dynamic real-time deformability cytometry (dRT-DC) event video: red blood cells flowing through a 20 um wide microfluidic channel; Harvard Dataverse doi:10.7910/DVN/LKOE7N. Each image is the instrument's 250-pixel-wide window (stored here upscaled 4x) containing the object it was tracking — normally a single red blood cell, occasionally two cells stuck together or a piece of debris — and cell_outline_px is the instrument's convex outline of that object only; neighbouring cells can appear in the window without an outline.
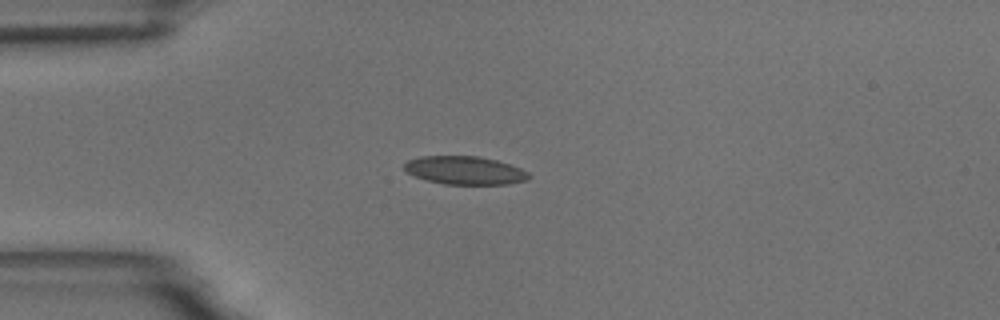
{"species": "common noctule bat (a hibernating species)", "species_latin": "Nyctalus noctula", "temperature_condition": "room temperature", "stored_images_in_passage": 42, "camera_frame_rate_fps": 3000, "um_per_image_px": 0.085, "animal": {"sex": "male", "body_mass_g": 18.8}, "frame": {"image": 1, "passage_image": 1, "time_ms": 0.0, "image_size_px": [1000, 320], "cell_outline_px": [[532, 176], [528, 180], [508, 184], [444, 184], [428, 180], [416, 176], [408, 172], [404, 168], [404, 164], [408, 160], [420, 156], [480, 156], [496, 160], [520, 168], [528, 172]], "centroid_in_image_um": [39.54, 14.48], "position_along_channel_um": 45.5, "area_um2": 20.4}}
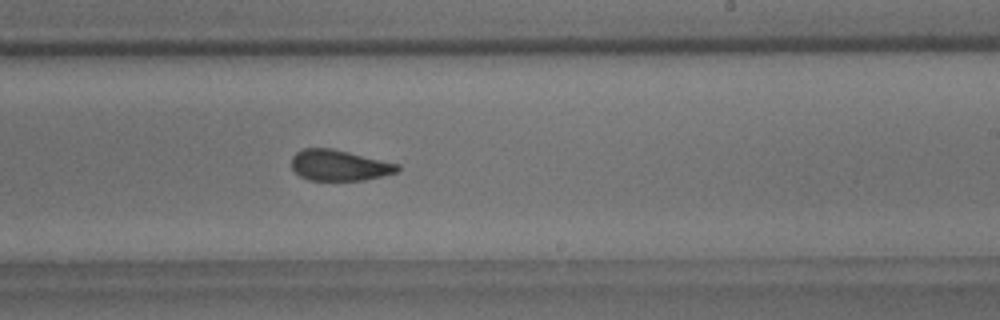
{"frame": {"image": 2, "passage_image": 20, "time_ms": 6.333, "image_size_px": [1000, 320], "cell_outline_px": [[400, 172], [364, 180], [308, 180], [300, 176], [292, 168], [292, 156], [296, 152], [304, 148], [332, 148], [400, 164]], "centroid_in_image_um": [28.86, 14.05], "position_along_channel_um": 260.1, "area_um2": 19.13}}
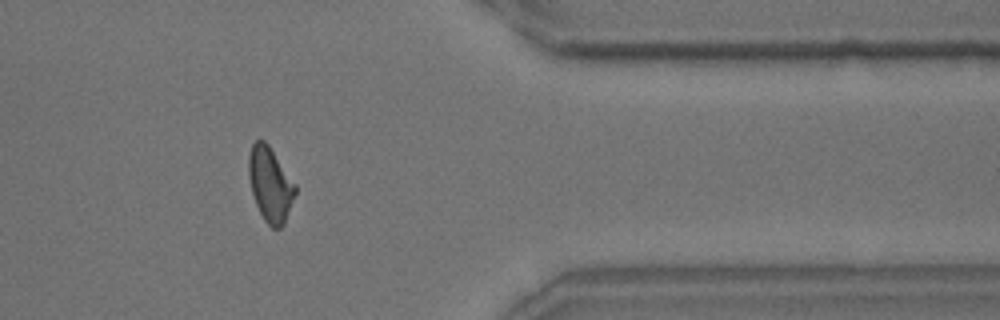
{"frame": {"image": 3, "passage_image": 32, "time_ms": 10.333, "image_size_px": [1000, 320], "cell_outline_px": [[296, 192], [284, 224], [280, 228], [272, 228], [264, 220], [256, 204], [252, 192], [248, 176], [248, 156], [252, 144], [256, 140], [264, 140], [268, 144], [296, 184]], "centroid_in_image_um": [22.96, 15.66], "position_along_channel_um": 388.4, "area_um2": 20.17}, "authors_computed_cell_mechanics": {"area_um2": 20.1433, "velocity_mm_per_s": 3.6529, "shape_relaxation_time_tau1_ms": 6.6207, "shape_relaxation_time_tau2_ms": 2.3501, "deformation_change_tau1": 0.1591, "deformation_change_tau2": 0.0722}}